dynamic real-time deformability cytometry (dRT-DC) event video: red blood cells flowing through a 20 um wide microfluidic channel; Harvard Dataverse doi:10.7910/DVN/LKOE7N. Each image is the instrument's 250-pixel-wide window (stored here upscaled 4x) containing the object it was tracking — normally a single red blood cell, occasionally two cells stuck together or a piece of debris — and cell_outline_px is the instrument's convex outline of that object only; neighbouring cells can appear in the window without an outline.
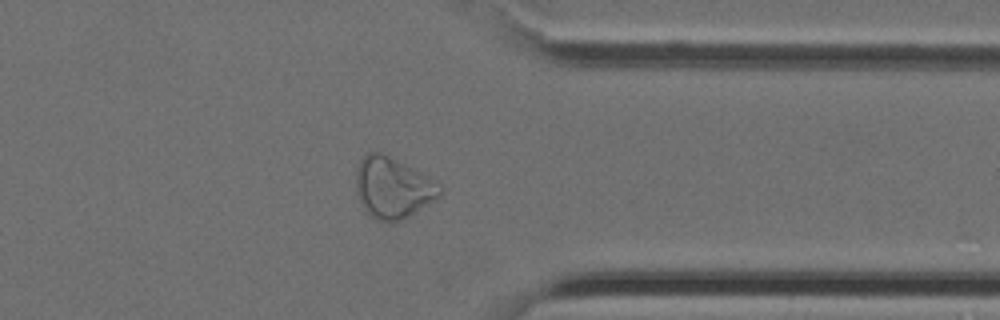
{"species": "Egyptian fruit bat (a non-hibernating species)", "species_latin": "Rousettus aegyptiacus", "temperature_condition": "cold", "stored_images_in_passage": 29, "camera_frame_rate_fps": 3000, "um_per_image_px": 0.085, "animal": {"sex": "female"}, "frame": {"image": 1, "passage_image": 21, "time_ms": 6.667, "image_size_px": [1000, 320], "cell_outline_px": [[444, 188], [440, 196], [408, 216], [400, 220], [376, 220], [368, 216], [360, 204], [356, 192], [356, 168], [360, 160], [368, 152], [380, 152], [388, 156]], "centroid_in_image_um": [33.3, 15.98], "position_along_channel_um": 378.1, "area_um2": 28.96}}
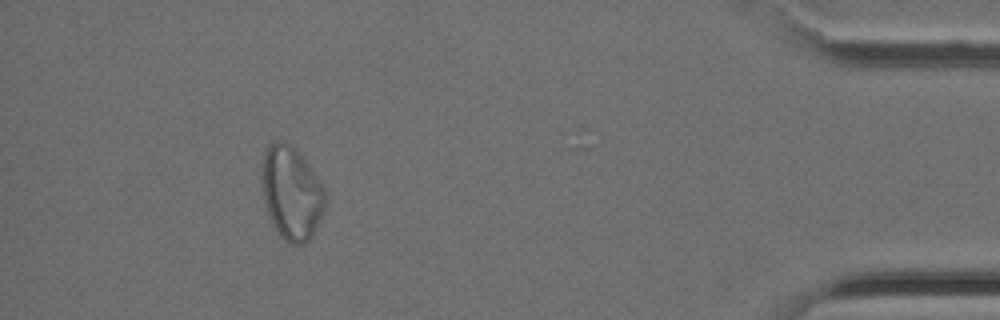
{"frame": {"image": 2, "passage_image": 26, "time_ms": 8.333, "image_size_px": [1000, 320], "cell_outline_px": [[324, 212], [316, 228], [308, 240], [304, 244], [288, 244], [276, 232], [272, 224], [264, 200], [260, 180], [260, 168], [268, 144], [276, 140], [280, 140], [292, 144], [308, 164], [320, 180], [324, 188]], "centroid_in_image_um": [24.74, 16.39], "position_along_channel_um": 410.5, "area_um2": 34.8}}